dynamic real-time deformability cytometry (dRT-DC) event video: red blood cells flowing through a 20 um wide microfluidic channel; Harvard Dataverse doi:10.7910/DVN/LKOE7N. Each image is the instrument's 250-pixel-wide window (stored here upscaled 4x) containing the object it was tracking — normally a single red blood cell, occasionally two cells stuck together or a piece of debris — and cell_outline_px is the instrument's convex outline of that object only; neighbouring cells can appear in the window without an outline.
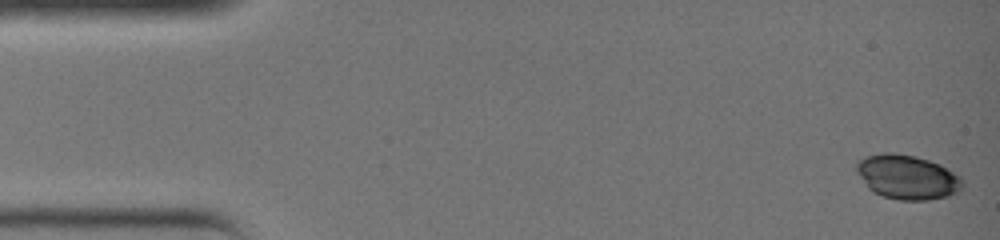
{"species": "common noctule bat (a hibernating species)", "species_latin": "Nyctalus noctula", "temperature_condition": "warm", "stored_images_in_passage": 37, "camera_frame_rate_fps": 3000, "um_per_image_px": 0.085, "animal": {"sex": "female", "body_mass_g": 19.0, "forearm_length_mm": 51.5}, "frame": {"image": 1, "passage_image": 1, "time_ms": 0.0, "image_size_px": [1000, 240], "cell_outline_px": [[964, 184], [960, 192], [948, 196], [928, 200], [900, 200], [884, 196], [872, 192], [868, 188], [856, 172], [856, 164], [860, 160], [868, 156], [884, 152], [892, 152], [916, 156], [940, 164], [960, 176]], "centroid_in_image_um": [77.14, 15.06], "position_along_channel_um": 7.9, "area_um2": 27.51}}
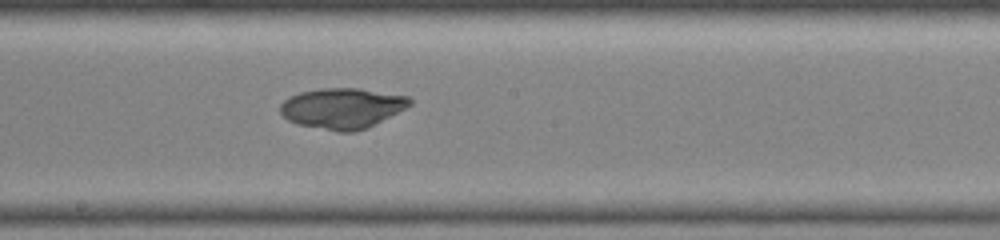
{"frame": {"image": 2, "passage_image": 21, "time_ms": 6.667, "image_size_px": [1000, 240], "cell_outline_px": [[412, 104], [368, 128], [352, 132], [336, 132], [296, 124], [288, 120], [280, 112], [280, 104], [288, 96], [300, 92], [320, 88], [360, 88], [408, 96], [412, 100]], "centroid_in_image_um": [29.07, 9.2], "position_along_channel_um": 219.1, "area_um2": 30.81}}
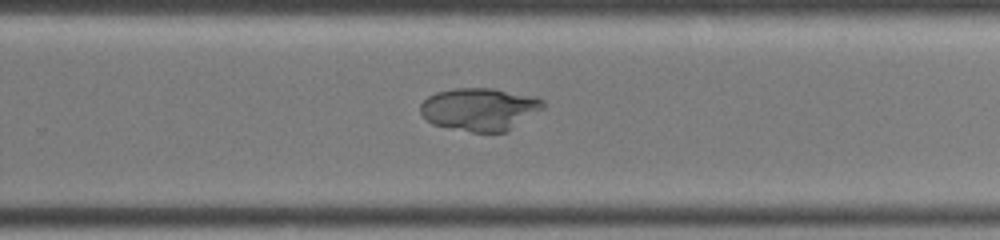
{"frame": {"image": 3, "passage_image": 25, "time_ms": 8.0, "image_size_px": [1000, 240], "cell_outline_px": [[544, 108], [504, 132], [472, 132], [432, 124], [420, 112], [420, 104], [428, 96], [436, 92], [456, 88], [492, 88], [536, 96], [544, 100]], "centroid_in_image_um": [40.77, 9.26], "position_along_channel_um": 289.0, "area_um2": 30.4}}